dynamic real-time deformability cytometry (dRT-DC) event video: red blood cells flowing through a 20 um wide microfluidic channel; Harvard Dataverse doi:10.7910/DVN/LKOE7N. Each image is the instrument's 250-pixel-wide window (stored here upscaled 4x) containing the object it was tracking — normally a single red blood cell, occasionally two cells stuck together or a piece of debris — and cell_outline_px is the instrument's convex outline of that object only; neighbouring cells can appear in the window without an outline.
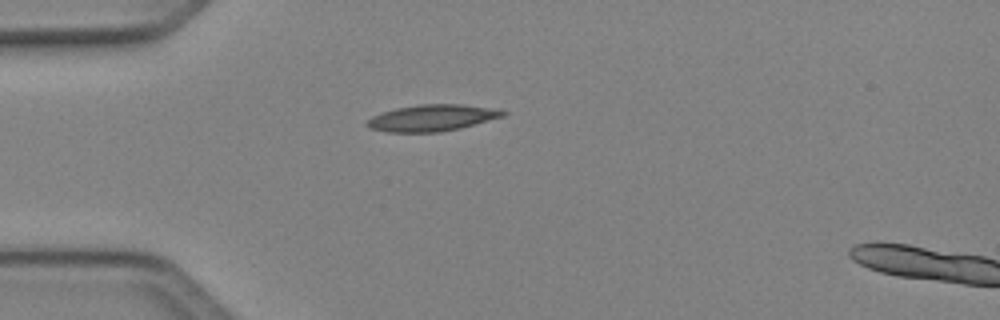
{"species": "Egyptian fruit bat (a non-hibernating species)", "species_latin": "Rousettus aegyptiacus", "temperature_condition": "cold", "stored_images_in_passage": 37, "camera_frame_rate_fps": 3000, "um_per_image_px": 0.085, "animal": {"sex": "female"}, "frame": {"image": 1, "passage_image": 1, "time_ms": 0.0, "image_size_px": [1000, 320], "cell_outline_px": [[508, 112], [504, 116], [460, 128], [440, 132], [388, 132], [368, 128], [364, 124], [372, 116], [396, 108], [420, 104], [464, 104], [500, 108]], "centroid_in_image_um": [36.77, 10.01], "position_along_channel_um": 48.2, "area_um2": 21.15}}
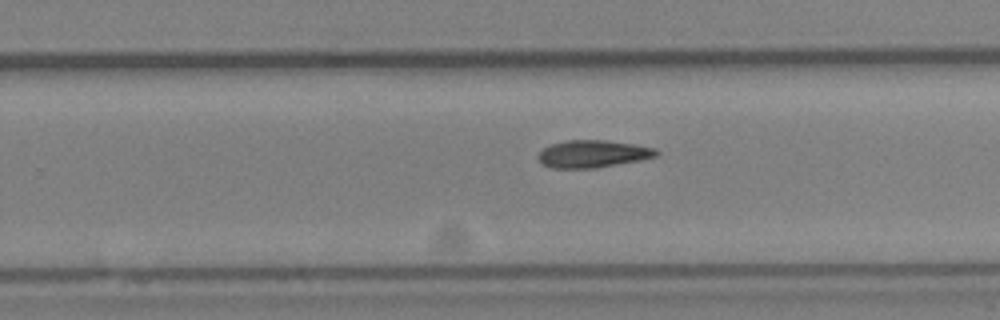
{"frame": {"image": 2, "passage_image": 19, "time_ms": 6.0, "image_size_px": [1000, 320], "cell_outline_px": [[660, 152], [656, 156], [640, 160], [592, 168], [552, 168], [544, 164], [536, 156], [544, 148], [552, 144], [568, 140], [604, 140], [632, 144], [656, 148]], "centroid_in_image_um": [50.4, 13.07], "position_along_channel_um": 279.4, "area_um2": 18.55}}
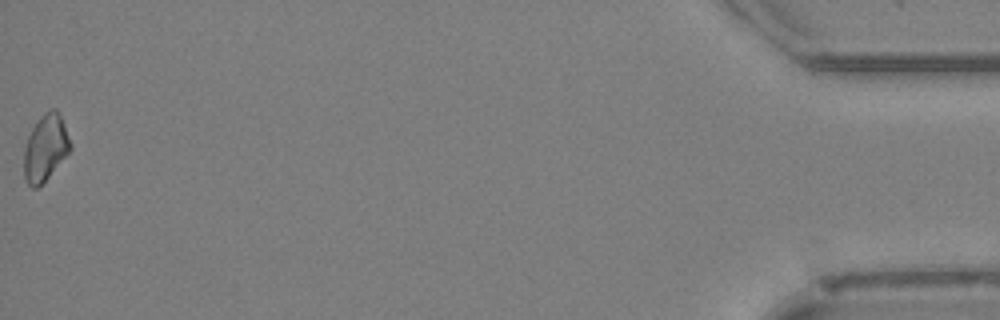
{"frame": {"image": 3, "passage_image": 37, "time_ms": 12.0, "image_size_px": [1000, 320], "cell_outline_px": [[72, 148], [48, 176], [36, 188], [32, 188], [28, 184], [24, 176], [24, 148], [28, 136], [32, 128], [40, 116], [44, 112], [52, 108], [56, 108], [60, 112], [72, 144]], "centroid_in_image_um": [3.87, 12.51], "position_along_channel_um": 431.3, "area_um2": 17.86}}